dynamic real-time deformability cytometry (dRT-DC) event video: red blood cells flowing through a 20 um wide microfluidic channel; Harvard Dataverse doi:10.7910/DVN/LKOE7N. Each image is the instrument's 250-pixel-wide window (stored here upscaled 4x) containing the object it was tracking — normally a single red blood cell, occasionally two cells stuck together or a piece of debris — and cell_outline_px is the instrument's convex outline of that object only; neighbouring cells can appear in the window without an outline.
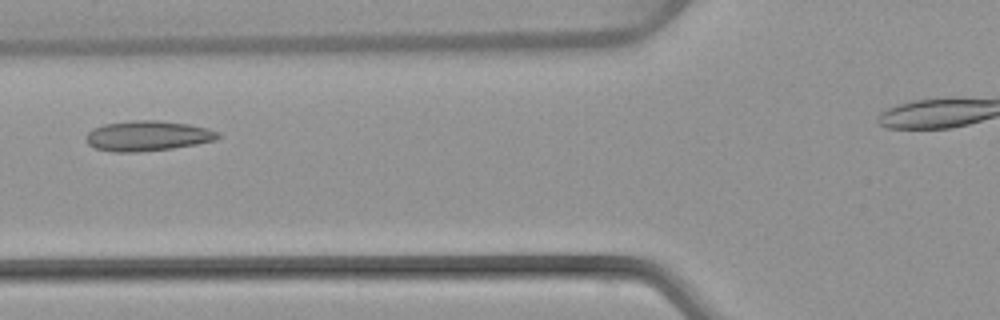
{"species": "common noctule bat (a hibernating species)", "species_latin": "Nyctalus noctula", "temperature_condition": "warm", "stored_images_in_passage": 4, "camera_frame_rate_fps": 3000, "um_per_image_px": 0.085, "animal": {"sex": "female", "body_mass_g": 22.7, "forearm_length_mm": 54.2}, "frame": {"image": 1, "passage_image": 4, "time_ms": 4.333, "image_size_px": [1000, 320], "cell_outline_px": [[220, 136], [216, 140], [196, 144], [172, 148], [140, 152], [112, 152], [96, 148], [88, 144], [84, 136], [92, 128], [104, 124], [132, 120], [156, 120], [188, 124], [208, 128], [220, 132]], "centroid_in_image_um": [12.53, 11.55], "position_along_channel_um": 113.3, "area_um2": 23.35}}